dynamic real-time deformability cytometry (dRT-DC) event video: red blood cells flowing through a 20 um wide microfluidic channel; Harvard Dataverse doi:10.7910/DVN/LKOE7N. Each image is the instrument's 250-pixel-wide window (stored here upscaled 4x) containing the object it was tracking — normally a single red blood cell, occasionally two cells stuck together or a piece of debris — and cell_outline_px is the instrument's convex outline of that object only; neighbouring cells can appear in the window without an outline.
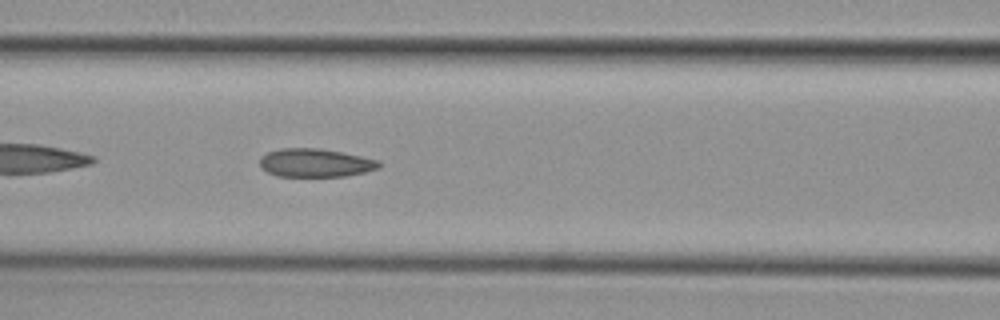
{"species": "common noctule bat (a hibernating species)", "species_latin": "Nyctalus noctula", "temperature_condition": "cold", "stored_images_in_passage": 14, "camera_frame_rate_fps": 3000, "um_per_image_px": 0.085, "animal": {"sex": "female", "body_mass_g": 29.2, "forearm_length_mm": 56.3}, "frame": {"image": 1, "passage_image": 8, "time_ms": 2.333, "image_size_px": [1000, 320], "cell_outline_px": [[380, 168], [364, 172], [344, 176], [276, 176], [260, 168], [260, 156], [268, 152], [280, 148], [320, 148], [380, 160]], "centroid_in_image_um": [26.78, 13.84], "position_along_channel_um": 139.8, "area_um2": 19.71}}